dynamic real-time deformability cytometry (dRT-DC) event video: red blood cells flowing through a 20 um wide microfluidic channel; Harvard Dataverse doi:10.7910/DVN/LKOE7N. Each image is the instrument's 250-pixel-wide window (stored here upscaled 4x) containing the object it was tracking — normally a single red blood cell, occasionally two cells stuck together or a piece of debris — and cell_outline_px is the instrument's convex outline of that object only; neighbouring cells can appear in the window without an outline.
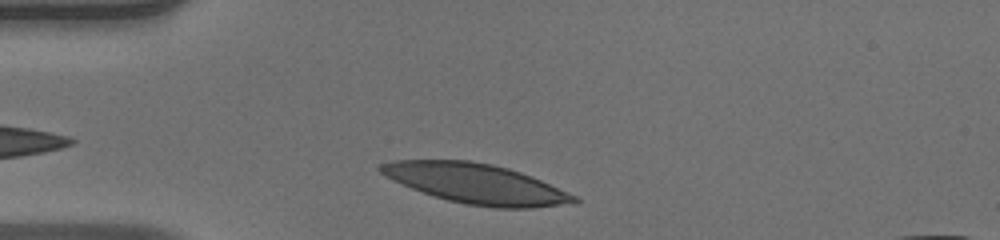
{"species": "human", "species_latin": "Homo sapiens", "temperature_condition": "warm", "stored_images_in_passage": 32, "camera_frame_rate_fps": 3000, "um_per_image_px": 0.085, "donor": {"sex": "male"}, "frame": {"image": 1, "passage_image": 2, "time_ms": 0.333, "image_size_px": [1000, 240], "cell_outline_px": [[580, 200], [560, 204], [532, 208], [496, 208], [464, 204], [448, 200], [412, 188], [392, 180], [384, 176], [376, 168], [380, 164], [392, 160], [468, 160], [492, 164], [508, 168], [520, 172], [540, 180], [576, 196]], "centroid_in_image_um": [40.39, 15.6], "position_along_channel_um": 44.6, "area_um2": 44.45}}
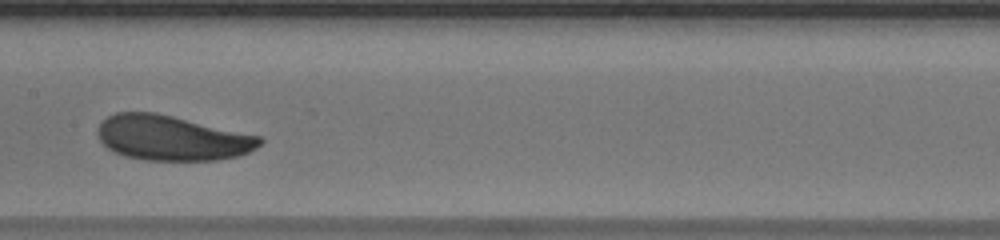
{"frame": {"image": 2, "passage_image": 15, "time_ms": 4.667, "image_size_px": [1000, 240], "cell_outline_px": [[264, 140], [256, 148], [240, 156], [216, 160], [144, 160], [124, 156], [108, 148], [100, 140], [96, 132], [96, 128], [108, 116], [116, 112], [156, 112], [260, 136]], "centroid_in_image_um": [14.6, 11.73], "position_along_channel_um": 192.8, "area_um2": 42.48}}
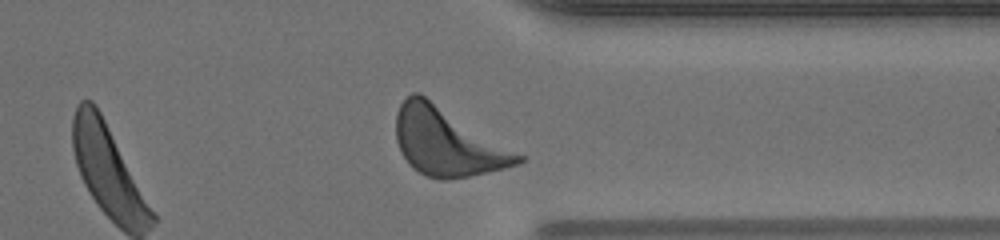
{"frame": {"image": 3, "passage_image": 29, "time_ms": 9.333, "image_size_px": [1000, 240], "cell_outline_px": [[524, 160], [516, 164], [504, 168], [468, 176], [444, 180], [440, 180], [428, 176], [412, 168], [408, 164], [400, 152], [396, 140], [396, 112], [400, 104], [412, 92], [420, 92], [524, 156]], "centroid_in_image_um": [37.97, 12.05], "position_along_channel_um": 373.4, "area_um2": 47.92}, "authors_computed_cell_mechanics": {"area_um2": 42.772, "velocity_mm_per_s": 3.9245, "shape_relaxation_time_tau1_ms": 2.5256, "shape_relaxation_time_tau2_ms": null, "deformation_change_tau1": 0.1295, "deformation_change_tau2": null}}